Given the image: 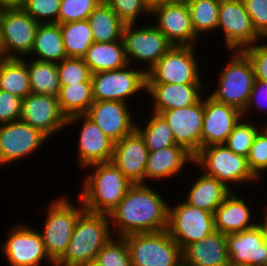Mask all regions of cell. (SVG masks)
Returning a JSON list of instances; mask_svg holds the SVG:
<instances>
[{
    "instance_id": "6da1fadb",
    "label": "cell",
    "mask_w": 267,
    "mask_h": 266,
    "mask_svg": "<svg viewBox=\"0 0 267 266\" xmlns=\"http://www.w3.org/2000/svg\"><path fill=\"white\" fill-rule=\"evenodd\" d=\"M168 214V202L161 194L147 183L132 184L122 201L109 214L113 227L111 230L113 233L115 229L116 237L162 231L167 229Z\"/></svg>"
},
{
    "instance_id": "7a4b0ae2",
    "label": "cell",
    "mask_w": 267,
    "mask_h": 266,
    "mask_svg": "<svg viewBox=\"0 0 267 266\" xmlns=\"http://www.w3.org/2000/svg\"><path fill=\"white\" fill-rule=\"evenodd\" d=\"M93 172L81 177L82 191L79 199L86 211L91 213L110 214L125 197L127 190L133 184L112 163L103 162L89 165Z\"/></svg>"
},
{
    "instance_id": "3957f363",
    "label": "cell",
    "mask_w": 267,
    "mask_h": 266,
    "mask_svg": "<svg viewBox=\"0 0 267 266\" xmlns=\"http://www.w3.org/2000/svg\"><path fill=\"white\" fill-rule=\"evenodd\" d=\"M109 214L84 211L78 218L65 254L55 266H81L96 260L102 247L114 237Z\"/></svg>"
},
{
    "instance_id": "277c9868",
    "label": "cell",
    "mask_w": 267,
    "mask_h": 266,
    "mask_svg": "<svg viewBox=\"0 0 267 266\" xmlns=\"http://www.w3.org/2000/svg\"><path fill=\"white\" fill-rule=\"evenodd\" d=\"M194 164L209 177L216 178L232 191L238 184L258 181L250 170L247 158L236 154L225 144L203 147L194 156ZM237 184V185H235Z\"/></svg>"
},
{
    "instance_id": "5b68a950",
    "label": "cell",
    "mask_w": 267,
    "mask_h": 266,
    "mask_svg": "<svg viewBox=\"0 0 267 266\" xmlns=\"http://www.w3.org/2000/svg\"><path fill=\"white\" fill-rule=\"evenodd\" d=\"M78 206L61 196L48 205L47 214L41 230L45 251L56 263L66 252L74 226L79 216L85 211L82 201L78 198Z\"/></svg>"
},
{
    "instance_id": "8992f818",
    "label": "cell",
    "mask_w": 267,
    "mask_h": 266,
    "mask_svg": "<svg viewBox=\"0 0 267 266\" xmlns=\"http://www.w3.org/2000/svg\"><path fill=\"white\" fill-rule=\"evenodd\" d=\"M220 71L218 86L209 95L214 100L244 111L255 80L252 63L243 51H232Z\"/></svg>"
},
{
    "instance_id": "52a82bcc",
    "label": "cell",
    "mask_w": 267,
    "mask_h": 266,
    "mask_svg": "<svg viewBox=\"0 0 267 266\" xmlns=\"http://www.w3.org/2000/svg\"><path fill=\"white\" fill-rule=\"evenodd\" d=\"M132 266H182V249L167 229L123 236Z\"/></svg>"
},
{
    "instance_id": "ba28073f",
    "label": "cell",
    "mask_w": 267,
    "mask_h": 266,
    "mask_svg": "<svg viewBox=\"0 0 267 266\" xmlns=\"http://www.w3.org/2000/svg\"><path fill=\"white\" fill-rule=\"evenodd\" d=\"M194 48L173 45L146 72L147 84H202Z\"/></svg>"
},
{
    "instance_id": "9c48e42d",
    "label": "cell",
    "mask_w": 267,
    "mask_h": 266,
    "mask_svg": "<svg viewBox=\"0 0 267 266\" xmlns=\"http://www.w3.org/2000/svg\"><path fill=\"white\" fill-rule=\"evenodd\" d=\"M91 80L94 101L127 103L129 97H135V94L142 93L141 91L146 92L147 88L144 68L135 69L130 64L117 70L93 73Z\"/></svg>"
},
{
    "instance_id": "30bf717a",
    "label": "cell",
    "mask_w": 267,
    "mask_h": 266,
    "mask_svg": "<svg viewBox=\"0 0 267 266\" xmlns=\"http://www.w3.org/2000/svg\"><path fill=\"white\" fill-rule=\"evenodd\" d=\"M39 24L22 8L5 9L0 30V57L30 58Z\"/></svg>"
},
{
    "instance_id": "8fae6325",
    "label": "cell",
    "mask_w": 267,
    "mask_h": 266,
    "mask_svg": "<svg viewBox=\"0 0 267 266\" xmlns=\"http://www.w3.org/2000/svg\"><path fill=\"white\" fill-rule=\"evenodd\" d=\"M167 231L181 249L201 241L215 231L214 215L204 209L189 205L185 200L169 205Z\"/></svg>"
},
{
    "instance_id": "7c38bea8",
    "label": "cell",
    "mask_w": 267,
    "mask_h": 266,
    "mask_svg": "<svg viewBox=\"0 0 267 266\" xmlns=\"http://www.w3.org/2000/svg\"><path fill=\"white\" fill-rule=\"evenodd\" d=\"M135 27V28H134ZM137 24H126L123 28L122 40L128 63L133 61L148 64L147 72L173 46L164 34L155 26L138 27Z\"/></svg>"
},
{
    "instance_id": "4fadbf2b",
    "label": "cell",
    "mask_w": 267,
    "mask_h": 266,
    "mask_svg": "<svg viewBox=\"0 0 267 266\" xmlns=\"http://www.w3.org/2000/svg\"><path fill=\"white\" fill-rule=\"evenodd\" d=\"M9 229L7 240L1 246L8 266H41L43 261L55 266L47 255L40 230L25 225L24 222Z\"/></svg>"
},
{
    "instance_id": "5bb4252c",
    "label": "cell",
    "mask_w": 267,
    "mask_h": 266,
    "mask_svg": "<svg viewBox=\"0 0 267 266\" xmlns=\"http://www.w3.org/2000/svg\"><path fill=\"white\" fill-rule=\"evenodd\" d=\"M217 29L224 34L226 48L230 51H243L262 42L242 1H220Z\"/></svg>"
},
{
    "instance_id": "9a60e30c",
    "label": "cell",
    "mask_w": 267,
    "mask_h": 266,
    "mask_svg": "<svg viewBox=\"0 0 267 266\" xmlns=\"http://www.w3.org/2000/svg\"><path fill=\"white\" fill-rule=\"evenodd\" d=\"M48 138L28 123L18 120L0 125V166L29 157Z\"/></svg>"
},
{
    "instance_id": "2e32d148",
    "label": "cell",
    "mask_w": 267,
    "mask_h": 266,
    "mask_svg": "<svg viewBox=\"0 0 267 266\" xmlns=\"http://www.w3.org/2000/svg\"><path fill=\"white\" fill-rule=\"evenodd\" d=\"M172 130L177 145L195 156L202 148L204 97L197 103L160 113Z\"/></svg>"
},
{
    "instance_id": "e0dca14e",
    "label": "cell",
    "mask_w": 267,
    "mask_h": 266,
    "mask_svg": "<svg viewBox=\"0 0 267 266\" xmlns=\"http://www.w3.org/2000/svg\"><path fill=\"white\" fill-rule=\"evenodd\" d=\"M82 120L78 136L77 158L80 166L85 167L109 162L112 160L114 141L111 140L86 114H78L67 118V126Z\"/></svg>"
},
{
    "instance_id": "ac0fdd59",
    "label": "cell",
    "mask_w": 267,
    "mask_h": 266,
    "mask_svg": "<svg viewBox=\"0 0 267 266\" xmlns=\"http://www.w3.org/2000/svg\"><path fill=\"white\" fill-rule=\"evenodd\" d=\"M150 14L155 16V26L173 45L196 46L198 36L192 28L186 0L159 4L151 8Z\"/></svg>"
},
{
    "instance_id": "d6986e66",
    "label": "cell",
    "mask_w": 267,
    "mask_h": 266,
    "mask_svg": "<svg viewBox=\"0 0 267 266\" xmlns=\"http://www.w3.org/2000/svg\"><path fill=\"white\" fill-rule=\"evenodd\" d=\"M20 120L43 133L48 139L67 126L57 97L31 93L22 99Z\"/></svg>"
},
{
    "instance_id": "ffe728a7",
    "label": "cell",
    "mask_w": 267,
    "mask_h": 266,
    "mask_svg": "<svg viewBox=\"0 0 267 266\" xmlns=\"http://www.w3.org/2000/svg\"><path fill=\"white\" fill-rule=\"evenodd\" d=\"M207 97L204 98L202 148L225 144L235 125L243 117L237 108L218 102L209 94Z\"/></svg>"
},
{
    "instance_id": "44dd1931",
    "label": "cell",
    "mask_w": 267,
    "mask_h": 266,
    "mask_svg": "<svg viewBox=\"0 0 267 266\" xmlns=\"http://www.w3.org/2000/svg\"><path fill=\"white\" fill-rule=\"evenodd\" d=\"M148 153L143 137L135 129L114 143L111 161L133 184L145 183Z\"/></svg>"
},
{
    "instance_id": "7402d4cb",
    "label": "cell",
    "mask_w": 267,
    "mask_h": 266,
    "mask_svg": "<svg viewBox=\"0 0 267 266\" xmlns=\"http://www.w3.org/2000/svg\"><path fill=\"white\" fill-rule=\"evenodd\" d=\"M127 104L121 101H94L86 115L116 142L136 129V122Z\"/></svg>"
},
{
    "instance_id": "603a6c76",
    "label": "cell",
    "mask_w": 267,
    "mask_h": 266,
    "mask_svg": "<svg viewBox=\"0 0 267 266\" xmlns=\"http://www.w3.org/2000/svg\"><path fill=\"white\" fill-rule=\"evenodd\" d=\"M229 266H267V246L261 226L226 235Z\"/></svg>"
},
{
    "instance_id": "cb8c5ba5",
    "label": "cell",
    "mask_w": 267,
    "mask_h": 266,
    "mask_svg": "<svg viewBox=\"0 0 267 266\" xmlns=\"http://www.w3.org/2000/svg\"><path fill=\"white\" fill-rule=\"evenodd\" d=\"M182 266H229L226 234L213 231L182 249Z\"/></svg>"
},
{
    "instance_id": "d4e9b609",
    "label": "cell",
    "mask_w": 267,
    "mask_h": 266,
    "mask_svg": "<svg viewBox=\"0 0 267 266\" xmlns=\"http://www.w3.org/2000/svg\"><path fill=\"white\" fill-rule=\"evenodd\" d=\"M203 84H147L153 99V113L191 106L202 98ZM202 89V90H201Z\"/></svg>"
},
{
    "instance_id": "484cf974",
    "label": "cell",
    "mask_w": 267,
    "mask_h": 266,
    "mask_svg": "<svg viewBox=\"0 0 267 266\" xmlns=\"http://www.w3.org/2000/svg\"><path fill=\"white\" fill-rule=\"evenodd\" d=\"M236 194L232 191L213 214L215 230L226 235L253 228L259 223L253 221L248 201Z\"/></svg>"
},
{
    "instance_id": "4316f807",
    "label": "cell",
    "mask_w": 267,
    "mask_h": 266,
    "mask_svg": "<svg viewBox=\"0 0 267 266\" xmlns=\"http://www.w3.org/2000/svg\"><path fill=\"white\" fill-rule=\"evenodd\" d=\"M187 163L194 164V156L180 145L167 146L157 151H149L145 183L149 180L170 179L178 175ZM149 178V179H148Z\"/></svg>"
},
{
    "instance_id": "83f0119b",
    "label": "cell",
    "mask_w": 267,
    "mask_h": 266,
    "mask_svg": "<svg viewBox=\"0 0 267 266\" xmlns=\"http://www.w3.org/2000/svg\"><path fill=\"white\" fill-rule=\"evenodd\" d=\"M188 191L187 200L185 201L189 205L204 209L213 214L232 192L216 178L209 177L204 173L200 177H196Z\"/></svg>"
},
{
    "instance_id": "f1b7e54d",
    "label": "cell",
    "mask_w": 267,
    "mask_h": 266,
    "mask_svg": "<svg viewBox=\"0 0 267 266\" xmlns=\"http://www.w3.org/2000/svg\"><path fill=\"white\" fill-rule=\"evenodd\" d=\"M91 73L124 68L128 60L123 40L115 42H94L83 57Z\"/></svg>"
},
{
    "instance_id": "f546056e",
    "label": "cell",
    "mask_w": 267,
    "mask_h": 266,
    "mask_svg": "<svg viewBox=\"0 0 267 266\" xmlns=\"http://www.w3.org/2000/svg\"><path fill=\"white\" fill-rule=\"evenodd\" d=\"M32 54L36 56L32 59L56 64L67 58L60 24H39L30 56Z\"/></svg>"
},
{
    "instance_id": "4dcf8cb0",
    "label": "cell",
    "mask_w": 267,
    "mask_h": 266,
    "mask_svg": "<svg viewBox=\"0 0 267 266\" xmlns=\"http://www.w3.org/2000/svg\"><path fill=\"white\" fill-rule=\"evenodd\" d=\"M0 89L21 99L32 93L27 57H0Z\"/></svg>"
},
{
    "instance_id": "1f68e13d",
    "label": "cell",
    "mask_w": 267,
    "mask_h": 266,
    "mask_svg": "<svg viewBox=\"0 0 267 266\" xmlns=\"http://www.w3.org/2000/svg\"><path fill=\"white\" fill-rule=\"evenodd\" d=\"M94 42L122 40L124 23L103 0L88 17Z\"/></svg>"
},
{
    "instance_id": "d6a6232c",
    "label": "cell",
    "mask_w": 267,
    "mask_h": 266,
    "mask_svg": "<svg viewBox=\"0 0 267 266\" xmlns=\"http://www.w3.org/2000/svg\"><path fill=\"white\" fill-rule=\"evenodd\" d=\"M61 112L67 117L86 114L94 102L92 82L61 86L57 96Z\"/></svg>"
},
{
    "instance_id": "836d02e7",
    "label": "cell",
    "mask_w": 267,
    "mask_h": 266,
    "mask_svg": "<svg viewBox=\"0 0 267 266\" xmlns=\"http://www.w3.org/2000/svg\"><path fill=\"white\" fill-rule=\"evenodd\" d=\"M28 71L32 93L58 96L61 85L56 63L31 59Z\"/></svg>"
},
{
    "instance_id": "e575fe53",
    "label": "cell",
    "mask_w": 267,
    "mask_h": 266,
    "mask_svg": "<svg viewBox=\"0 0 267 266\" xmlns=\"http://www.w3.org/2000/svg\"><path fill=\"white\" fill-rule=\"evenodd\" d=\"M67 57L83 58L94 43L88 20L60 24Z\"/></svg>"
},
{
    "instance_id": "d590c367",
    "label": "cell",
    "mask_w": 267,
    "mask_h": 266,
    "mask_svg": "<svg viewBox=\"0 0 267 266\" xmlns=\"http://www.w3.org/2000/svg\"><path fill=\"white\" fill-rule=\"evenodd\" d=\"M221 0H186L192 28L200 37L203 33H213L218 26V14Z\"/></svg>"
},
{
    "instance_id": "8d00e7d4",
    "label": "cell",
    "mask_w": 267,
    "mask_h": 266,
    "mask_svg": "<svg viewBox=\"0 0 267 266\" xmlns=\"http://www.w3.org/2000/svg\"><path fill=\"white\" fill-rule=\"evenodd\" d=\"M150 117L146 120L147 124L143 128L136 123V130L143 137L147 149L157 151L167 146L177 145L166 120L156 113H153Z\"/></svg>"
},
{
    "instance_id": "74e56055",
    "label": "cell",
    "mask_w": 267,
    "mask_h": 266,
    "mask_svg": "<svg viewBox=\"0 0 267 266\" xmlns=\"http://www.w3.org/2000/svg\"><path fill=\"white\" fill-rule=\"evenodd\" d=\"M252 123V121H247V119L242 117L225 142V145L230 150L244 157H247L255 135L261 129V126L258 124Z\"/></svg>"
},
{
    "instance_id": "f35d334b",
    "label": "cell",
    "mask_w": 267,
    "mask_h": 266,
    "mask_svg": "<svg viewBox=\"0 0 267 266\" xmlns=\"http://www.w3.org/2000/svg\"><path fill=\"white\" fill-rule=\"evenodd\" d=\"M57 69L61 86L92 82V73L83 58L67 57L57 63Z\"/></svg>"
},
{
    "instance_id": "ab89813d",
    "label": "cell",
    "mask_w": 267,
    "mask_h": 266,
    "mask_svg": "<svg viewBox=\"0 0 267 266\" xmlns=\"http://www.w3.org/2000/svg\"><path fill=\"white\" fill-rule=\"evenodd\" d=\"M116 238L113 237L102 247L96 260L103 266H132L125 239Z\"/></svg>"
},
{
    "instance_id": "60d3db41",
    "label": "cell",
    "mask_w": 267,
    "mask_h": 266,
    "mask_svg": "<svg viewBox=\"0 0 267 266\" xmlns=\"http://www.w3.org/2000/svg\"><path fill=\"white\" fill-rule=\"evenodd\" d=\"M101 1L103 0H61L58 24L88 20Z\"/></svg>"
},
{
    "instance_id": "b9f144b4",
    "label": "cell",
    "mask_w": 267,
    "mask_h": 266,
    "mask_svg": "<svg viewBox=\"0 0 267 266\" xmlns=\"http://www.w3.org/2000/svg\"><path fill=\"white\" fill-rule=\"evenodd\" d=\"M116 13L119 19L126 24H135L139 16L150 14L151 9L147 0H104Z\"/></svg>"
},
{
    "instance_id": "7bdbcfd3",
    "label": "cell",
    "mask_w": 267,
    "mask_h": 266,
    "mask_svg": "<svg viewBox=\"0 0 267 266\" xmlns=\"http://www.w3.org/2000/svg\"><path fill=\"white\" fill-rule=\"evenodd\" d=\"M61 0H25L22 7L40 24L57 23Z\"/></svg>"
},
{
    "instance_id": "ee69618b",
    "label": "cell",
    "mask_w": 267,
    "mask_h": 266,
    "mask_svg": "<svg viewBox=\"0 0 267 266\" xmlns=\"http://www.w3.org/2000/svg\"><path fill=\"white\" fill-rule=\"evenodd\" d=\"M246 158L250 170L261 179L260 173L267 171V129L264 126L255 135Z\"/></svg>"
},
{
    "instance_id": "f6af8a7d",
    "label": "cell",
    "mask_w": 267,
    "mask_h": 266,
    "mask_svg": "<svg viewBox=\"0 0 267 266\" xmlns=\"http://www.w3.org/2000/svg\"><path fill=\"white\" fill-rule=\"evenodd\" d=\"M242 2L251 18L253 28L262 39H267V0H243Z\"/></svg>"
},
{
    "instance_id": "bcb514c9",
    "label": "cell",
    "mask_w": 267,
    "mask_h": 266,
    "mask_svg": "<svg viewBox=\"0 0 267 266\" xmlns=\"http://www.w3.org/2000/svg\"><path fill=\"white\" fill-rule=\"evenodd\" d=\"M22 99L0 89V125L21 118Z\"/></svg>"
},
{
    "instance_id": "7dc6e473",
    "label": "cell",
    "mask_w": 267,
    "mask_h": 266,
    "mask_svg": "<svg viewBox=\"0 0 267 266\" xmlns=\"http://www.w3.org/2000/svg\"><path fill=\"white\" fill-rule=\"evenodd\" d=\"M243 52L250 59L255 79L267 82V43H255Z\"/></svg>"
},
{
    "instance_id": "c3c4849f",
    "label": "cell",
    "mask_w": 267,
    "mask_h": 266,
    "mask_svg": "<svg viewBox=\"0 0 267 266\" xmlns=\"http://www.w3.org/2000/svg\"><path fill=\"white\" fill-rule=\"evenodd\" d=\"M265 104V105H264ZM256 109L261 112L265 110L264 113H267V82L255 79L253 83V88L250 94L249 101L244 111L242 112L243 118L248 117L246 114ZM259 109V110H258Z\"/></svg>"
},
{
    "instance_id": "681fc988",
    "label": "cell",
    "mask_w": 267,
    "mask_h": 266,
    "mask_svg": "<svg viewBox=\"0 0 267 266\" xmlns=\"http://www.w3.org/2000/svg\"><path fill=\"white\" fill-rule=\"evenodd\" d=\"M25 0H0V6L5 9L22 8Z\"/></svg>"
},
{
    "instance_id": "f907efd6",
    "label": "cell",
    "mask_w": 267,
    "mask_h": 266,
    "mask_svg": "<svg viewBox=\"0 0 267 266\" xmlns=\"http://www.w3.org/2000/svg\"><path fill=\"white\" fill-rule=\"evenodd\" d=\"M265 211H263V215L264 217H260L261 219H263V221L260 223H258L261 226L262 229V233H263V238H264V243L267 246V207H264Z\"/></svg>"
},
{
    "instance_id": "816d5d0a",
    "label": "cell",
    "mask_w": 267,
    "mask_h": 266,
    "mask_svg": "<svg viewBox=\"0 0 267 266\" xmlns=\"http://www.w3.org/2000/svg\"><path fill=\"white\" fill-rule=\"evenodd\" d=\"M185 0H147V3L150 7V9L154 6H157L159 4H164V3H178V2H182Z\"/></svg>"
},
{
    "instance_id": "f5cc1de1",
    "label": "cell",
    "mask_w": 267,
    "mask_h": 266,
    "mask_svg": "<svg viewBox=\"0 0 267 266\" xmlns=\"http://www.w3.org/2000/svg\"><path fill=\"white\" fill-rule=\"evenodd\" d=\"M81 266H103V265H101L97 260H92L82 264Z\"/></svg>"
},
{
    "instance_id": "db71d44e",
    "label": "cell",
    "mask_w": 267,
    "mask_h": 266,
    "mask_svg": "<svg viewBox=\"0 0 267 266\" xmlns=\"http://www.w3.org/2000/svg\"><path fill=\"white\" fill-rule=\"evenodd\" d=\"M4 12H5V8L0 6V30H1L2 18H3Z\"/></svg>"
},
{
    "instance_id": "11a10c76",
    "label": "cell",
    "mask_w": 267,
    "mask_h": 266,
    "mask_svg": "<svg viewBox=\"0 0 267 266\" xmlns=\"http://www.w3.org/2000/svg\"><path fill=\"white\" fill-rule=\"evenodd\" d=\"M262 126H264L266 129H267V123L265 122V124L264 125H262Z\"/></svg>"
},
{
    "instance_id": "9f6ffc18",
    "label": "cell",
    "mask_w": 267,
    "mask_h": 266,
    "mask_svg": "<svg viewBox=\"0 0 267 266\" xmlns=\"http://www.w3.org/2000/svg\"><path fill=\"white\" fill-rule=\"evenodd\" d=\"M242 266H259V265H242Z\"/></svg>"
}]
</instances>
